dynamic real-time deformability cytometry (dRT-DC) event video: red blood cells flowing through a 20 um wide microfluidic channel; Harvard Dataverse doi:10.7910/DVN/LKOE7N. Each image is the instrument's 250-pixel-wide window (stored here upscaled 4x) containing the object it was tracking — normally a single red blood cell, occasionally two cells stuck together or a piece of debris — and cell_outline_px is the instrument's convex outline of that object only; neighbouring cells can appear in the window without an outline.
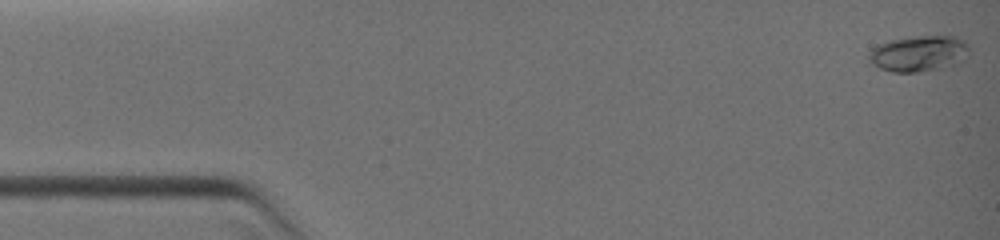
{"species": "common noctule bat (a hibernating species)", "species_latin": "Nyctalus noctula", "temperature_condition": "warm", "stored_images_in_passage": 22, "camera_frame_rate_fps": 3000, "um_per_image_px": 0.085, "animal": {"sex": "female", "body_mass_g": 19.0, "forearm_length_mm": 51.5}, "frame": {"image": 1, "passage_image": 1, "time_ms": 0.0, "image_size_px": [1000, 240], "cell_outline_px": [[968, 56], [964, 60], [956, 64], [940, 68], [916, 72], [892, 72], [880, 68], [872, 64], [868, 60], [868, 52], [876, 44], [888, 40], [912, 36], [956, 36], [964, 40], [968, 44]], "centroid_in_image_um": [78.07, 4.54], "position_along_channel_um": 6.9, "area_um2": 21.33}}
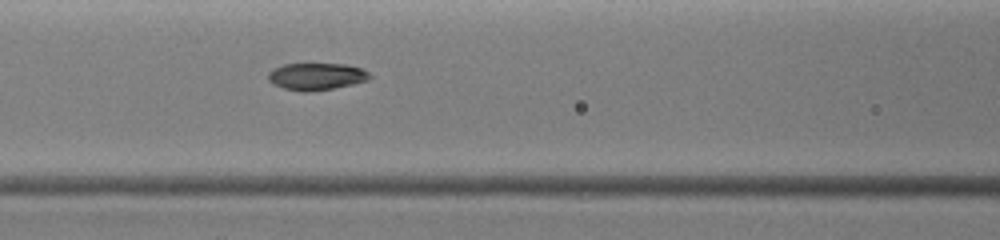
{"frame": {"image": 2, "passage_image": 17, "time_ms": 5.333, "image_size_px": [1000, 240], "cell_outline_px": [[372, 76], [368, 80], [352, 84], [332, 88], [304, 92], [300, 92], [284, 88], [272, 84], [268, 80], [268, 72], [284, 64], [344, 64], [364, 68]], "centroid_in_image_um": [26.9, 6.49], "position_along_channel_um": 139.7, "area_um2": 15.95}}
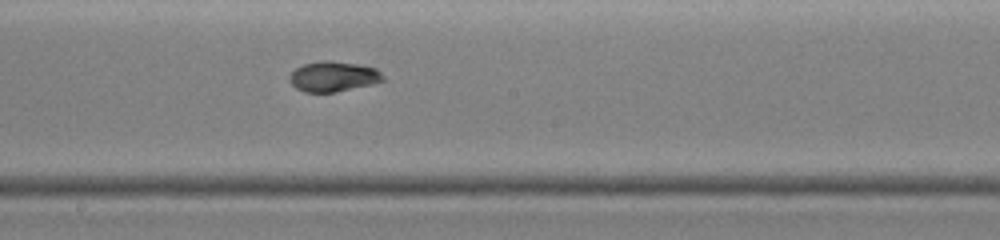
{"frame": {"image": 3, "passage_image": 22, "time_ms": 7.0, "image_size_px": [1000, 240], "cell_outline_px": [[384, 80], [372, 84], [336, 92], [304, 92], [296, 88], [288, 80], [288, 76], [296, 68], [304, 64], [320, 60], [328, 60], [360, 64], [376, 68], [384, 76]], "centroid_in_image_um": [28.32, 6.49], "position_along_channel_um": 219.9, "area_um2": 16.59}}